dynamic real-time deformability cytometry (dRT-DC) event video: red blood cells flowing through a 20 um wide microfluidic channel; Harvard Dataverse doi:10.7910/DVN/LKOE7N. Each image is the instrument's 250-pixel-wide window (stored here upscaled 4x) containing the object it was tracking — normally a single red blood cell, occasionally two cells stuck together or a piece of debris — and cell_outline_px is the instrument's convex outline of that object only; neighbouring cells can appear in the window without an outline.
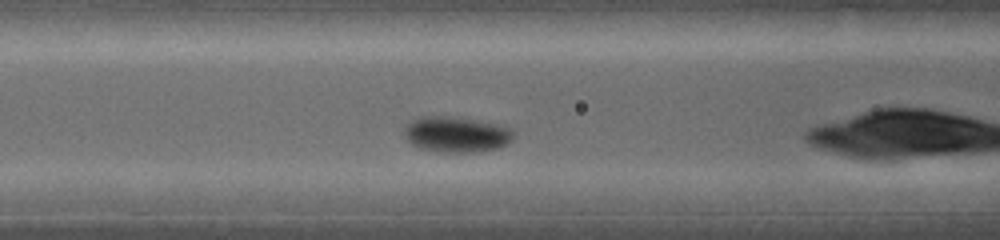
{"species": "common noctule bat (a hibernating species)", "species_latin": "Nyctalus noctula", "temperature_condition": "warm", "stored_images_in_passage": 4, "camera_frame_rate_fps": 5000, "um_per_image_px": 0.085, "animal": {"sex": "female", "body_mass_g": 19.0, "forearm_length_mm": 53.3}, "frame": {"image": 1, "passage_image": 4, "time_ms": 1.6, "image_size_px": [1000, 240], "cell_outline_px": [[512, 140], [496, 148], [472, 152], [436, 152], [420, 148], [412, 144], [404, 136], [404, 124], [420, 116], [444, 116], [472, 120], [496, 124], [508, 128], [512, 132]], "centroid_in_image_um": [38.69, 11.43], "position_along_channel_um": 127.9, "area_um2": 22.37}}